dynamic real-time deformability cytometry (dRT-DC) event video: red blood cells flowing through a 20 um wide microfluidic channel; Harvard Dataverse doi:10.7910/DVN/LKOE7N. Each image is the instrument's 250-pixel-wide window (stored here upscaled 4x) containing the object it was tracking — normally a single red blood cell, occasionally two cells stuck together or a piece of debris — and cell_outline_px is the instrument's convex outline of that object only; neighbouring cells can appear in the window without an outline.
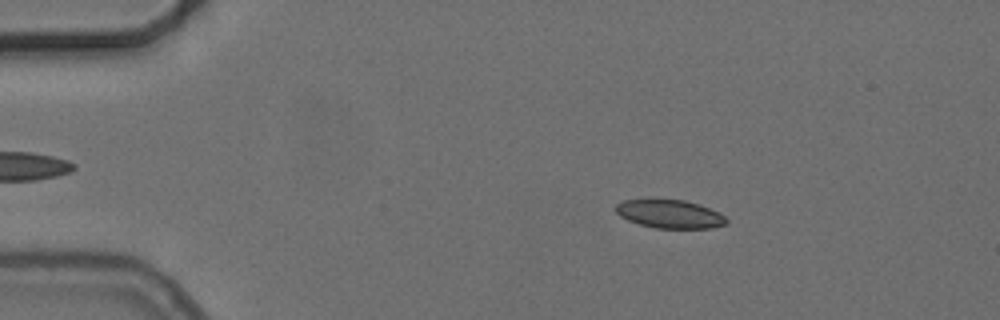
{"species": "common noctule bat (a hibernating species)", "species_latin": "Nyctalus noctula", "temperature_condition": "cold", "stored_images_in_passage": 52, "camera_frame_rate_fps": 3000, "um_per_image_px": 0.085, "animal": {"sex": "female", "body_mass_g": 24.6, "forearm_length_mm": 56.2}, "frame": {"image": 1, "passage_image": 6, "time_ms": 1.667, "image_size_px": [1000, 320], "cell_outline_px": [[728, 224], [712, 228], [656, 228], [640, 224], [628, 220], [620, 216], [616, 212], [616, 204], [624, 200], [684, 200], [700, 204], [720, 212], [728, 220]], "centroid_in_image_um": [56.99, 18.2], "position_along_channel_um": 28.0, "area_um2": 18.26}}
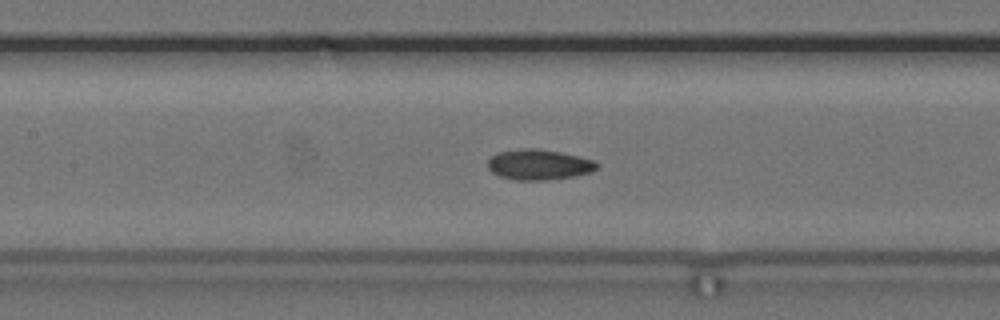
{"frame": {"image": 2, "passage_image": 22, "time_ms": 7.0, "image_size_px": [1000, 320], "cell_outline_px": [[600, 164], [592, 172], [576, 176], [548, 180], [516, 180], [500, 176], [492, 172], [488, 168], [488, 160], [496, 152], [524, 148], [536, 148], [560, 152], [596, 160]], "centroid_in_image_um": [45.83, 13.99], "position_along_channel_um": 161.6, "area_um2": 19.54}}
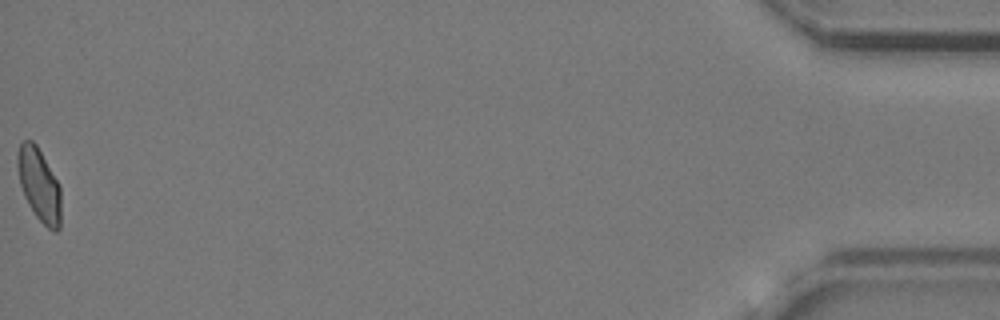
{"frame": {"image": 3, "passage_image": 52, "time_ms": 17.0, "image_size_px": [1000, 320], "cell_outline_px": [[60, 228], [56, 232], [48, 228], [36, 216], [28, 204], [24, 196], [20, 184], [16, 164], [16, 156], [20, 144], [24, 140], [32, 140], [36, 144], [60, 184]], "centroid_in_image_um": [3.32, 15.69], "position_along_channel_um": 431.9, "area_um2": 18.55}, "authors_computed_cell_mechanics": {"area_um2": 18.9873, "velocity_mm_per_s": 3.7032, "shape_relaxation_time_tau1_ms": 4.155, "shape_relaxation_time_tau2_ms": 4.3062, "deformation_change_tau1": 0.0884, "deformation_change_tau2": 0.0785}}